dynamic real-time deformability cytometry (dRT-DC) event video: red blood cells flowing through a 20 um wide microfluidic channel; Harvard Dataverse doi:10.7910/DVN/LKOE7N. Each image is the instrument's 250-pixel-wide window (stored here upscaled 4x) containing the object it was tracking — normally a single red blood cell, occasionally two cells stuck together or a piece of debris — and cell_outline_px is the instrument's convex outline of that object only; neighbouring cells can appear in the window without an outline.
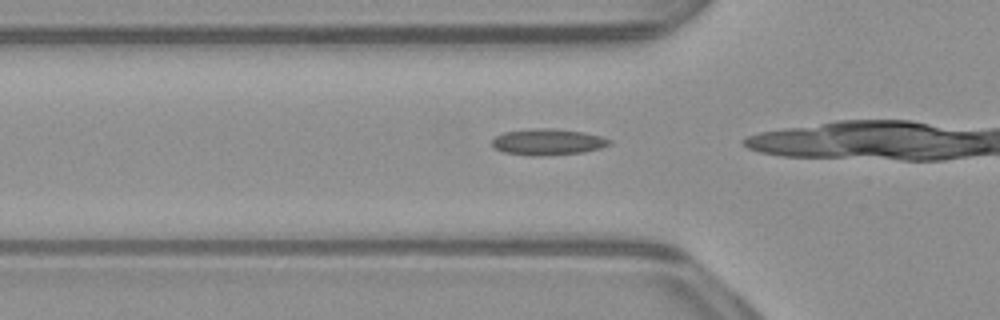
{"species": "common noctule bat (a hibernating species)", "species_latin": "Nyctalus noctula", "temperature_condition": "warm", "stored_images_in_passage": 24, "camera_frame_rate_fps": 3000, "um_per_image_px": 0.085, "animal": {"sex": "male", "body_mass_g": 23.1, "forearm_length_mm": 52.7}, "frame": {"image": 1, "passage_image": 12, "time_ms": 3.667, "image_size_px": [1000, 320], "cell_outline_px": [[612, 144], [600, 148], [584, 152], [544, 156], [532, 156], [504, 152], [492, 148], [492, 140], [496, 136], [504, 132], [536, 128], [552, 128], [584, 132], [600, 136], [612, 140]], "centroid_in_image_um": [46.57, 12.07], "position_along_channel_um": 79.2, "area_um2": 18.09}}